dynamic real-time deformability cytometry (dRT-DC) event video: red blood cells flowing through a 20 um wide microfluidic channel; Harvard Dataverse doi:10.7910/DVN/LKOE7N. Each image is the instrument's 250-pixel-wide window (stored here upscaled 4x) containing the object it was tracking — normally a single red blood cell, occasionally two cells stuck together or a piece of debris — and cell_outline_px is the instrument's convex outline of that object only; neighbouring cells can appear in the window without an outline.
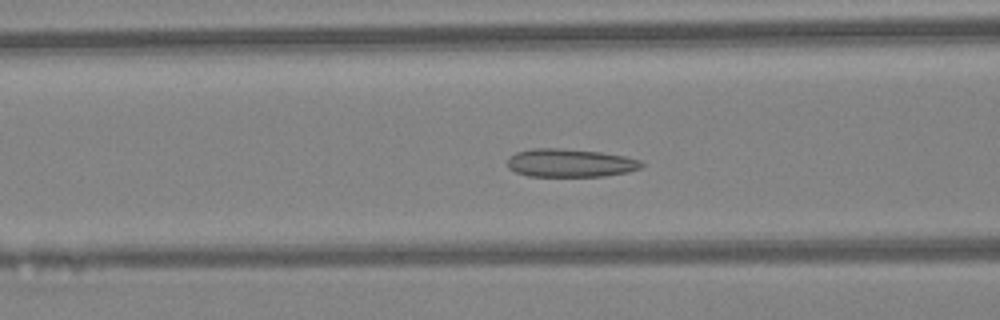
{"species": "Egyptian fruit bat (a non-hibernating species)", "species_latin": "Rousettus aegyptiacus", "temperature_condition": "warm", "stored_images_in_passage": 22, "camera_frame_rate_fps": 3000, "um_per_image_px": 0.085, "animal": {"sex": "female"}, "frame": {"image": 1, "passage_image": 12, "time_ms": 3.667, "image_size_px": [1000, 320], "cell_outline_px": [[644, 164], [640, 168], [628, 172], [604, 176], [528, 176], [516, 172], [508, 168], [508, 156], [516, 152], [532, 148], [560, 148], [600, 152], [624, 156], [640, 160]], "centroid_in_image_um": [48.44, 13.85], "position_along_channel_um": 118.2, "area_um2": 22.08}}
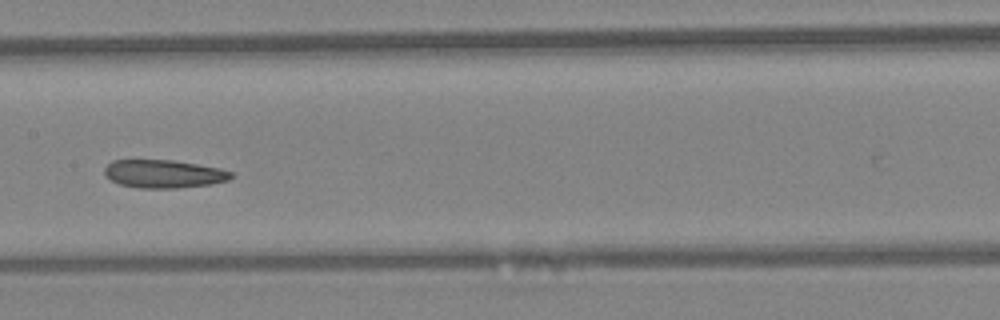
{"frame": {"image": 2, "passage_image": 17, "time_ms": 5.333, "image_size_px": [1000, 320], "cell_outline_px": [[232, 176], [228, 180], [212, 184], [176, 188], [140, 188], [120, 184], [104, 176], [104, 168], [112, 160], [172, 160], [220, 168], [232, 172]], "centroid_in_image_um": [13.9, 14.78], "position_along_channel_um": 193.5, "area_um2": 20.69}}
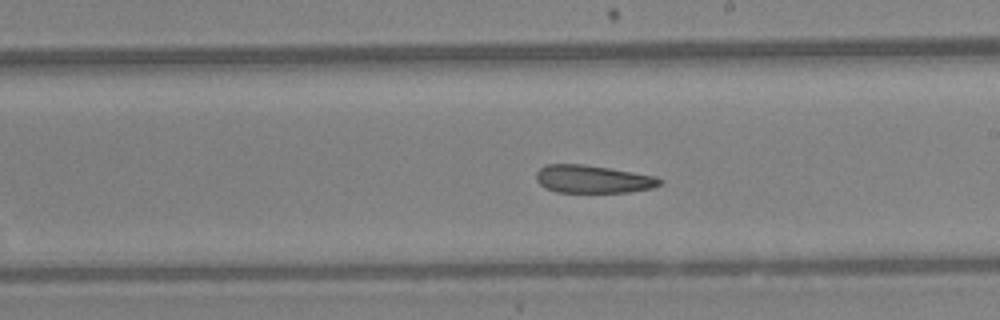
{"frame": {"image": 3, "passage_image": 20, "time_ms": 6.333, "image_size_px": [1000, 320], "cell_outline_px": [[664, 180], [660, 184], [652, 188], [628, 192], [556, 192], [544, 188], [536, 180], [536, 172], [540, 168], [548, 164], [580, 164], [608, 168], [656, 176]], "centroid_in_image_um": [50.38, 15.23], "position_along_channel_um": 238.6, "area_um2": 20.0}}